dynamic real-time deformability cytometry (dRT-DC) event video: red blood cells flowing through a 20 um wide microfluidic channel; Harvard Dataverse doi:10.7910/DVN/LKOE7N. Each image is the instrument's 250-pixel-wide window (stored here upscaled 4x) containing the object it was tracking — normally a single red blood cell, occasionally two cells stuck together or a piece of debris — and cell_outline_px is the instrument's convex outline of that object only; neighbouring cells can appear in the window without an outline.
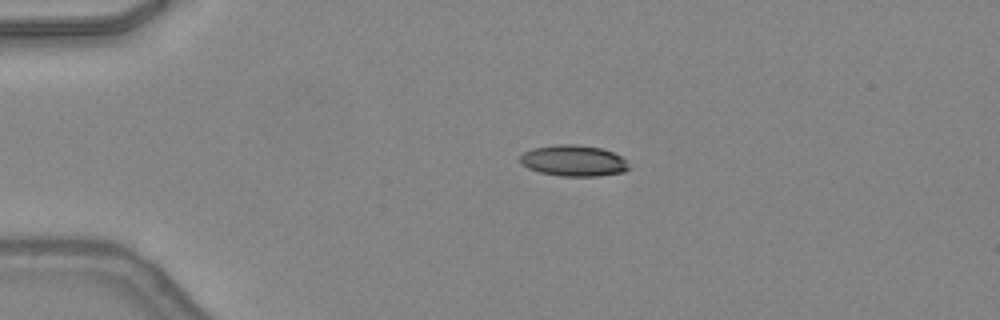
{"species": "common noctule bat (a hibernating species)", "species_latin": "Nyctalus noctula", "temperature_condition": "warm", "stored_images_in_passage": 38, "camera_frame_rate_fps": 3000, "um_per_image_px": 0.085, "animal": {"sex": "female", "body_mass_g": 24.6, "forearm_length_mm": 56.2}, "frame": {"image": 1, "passage_image": 1, "time_ms": 0.0, "image_size_px": [1000, 320], "cell_outline_px": [[632, 168], [624, 172], [600, 176], [560, 176], [540, 172], [528, 168], [520, 164], [520, 156], [524, 152], [532, 148], [556, 144], [576, 144], [600, 148], [612, 152], [620, 156]], "centroid_in_image_um": [48.75, 13.66], "position_along_channel_um": 36.3, "area_um2": 19.83}}
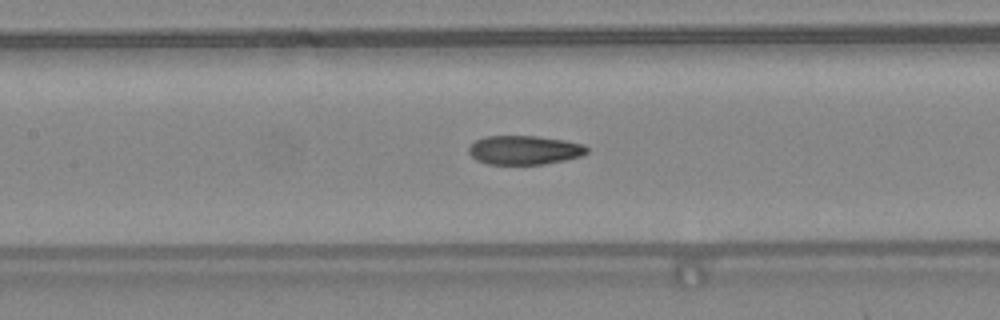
{"frame": {"image": 2, "passage_image": 13, "time_ms": 4.0, "image_size_px": [1000, 320], "cell_outline_px": [[588, 152], [580, 156], [564, 160], [544, 164], [488, 164], [476, 160], [468, 152], [468, 148], [476, 140], [484, 136], [536, 136], [564, 140], [584, 144], [588, 148]], "centroid_in_image_um": [44.56, 12.75], "position_along_channel_um": 162.8, "area_um2": 19.94}}
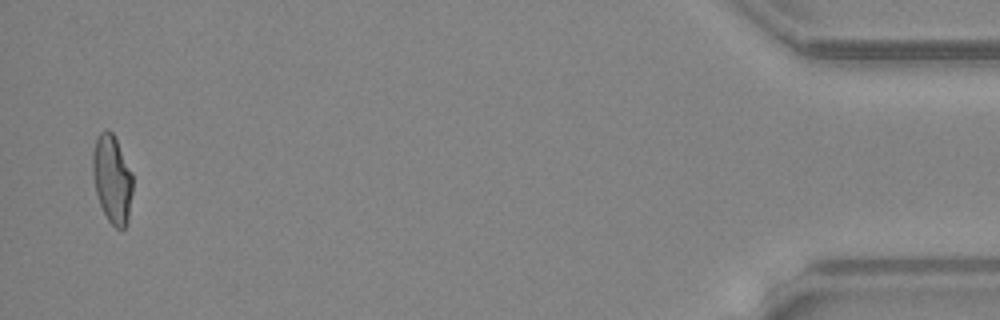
{"frame": {"image": 3, "passage_image": 37, "time_ms": 12.0, "image_size_px": [1000, 320], "cell_outline_px": [[132, 192], [128, 224], [124, 228], [116, 228], [108, 220], [100, 204], [96, 192], [92, 176], [92, 152], [96, 140], [100, 132], [108, 128], [112, 132], [132, 172]], "centroid_in_image_um": [9.53, 15.22], "position_along_channel_um": 425.7, "area_um2": 20.58}, "authors_computed_cell_mechanics": {"area_um2": 20.5479, "velocity_mm_per_s": 4.3491, "shape_relaxation_time_tau1_ms": null, "shape_relaxation_time_tau2_ms": 2.0656, "deformation_change_tau1": null, "deformation_change_tau2": 0.0969}}